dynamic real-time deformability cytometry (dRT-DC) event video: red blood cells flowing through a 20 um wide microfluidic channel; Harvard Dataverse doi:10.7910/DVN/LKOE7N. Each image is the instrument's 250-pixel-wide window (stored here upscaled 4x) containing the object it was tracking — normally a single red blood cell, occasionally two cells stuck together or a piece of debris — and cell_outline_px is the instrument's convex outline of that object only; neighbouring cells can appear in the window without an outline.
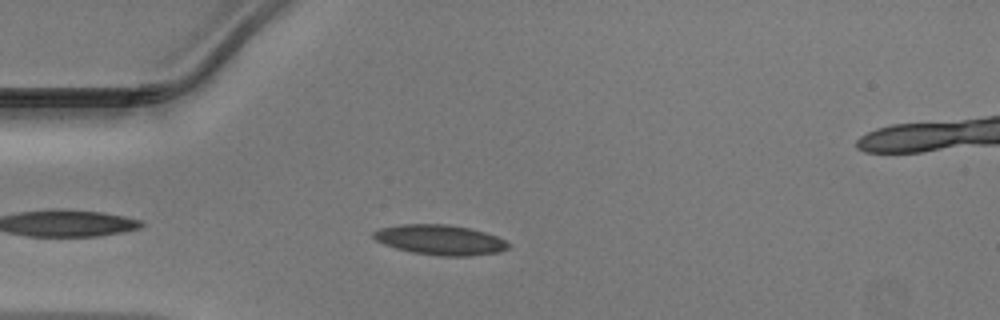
{"species": "Egyptian fruit bat (a non-hibernating species)", "species_latin": "Rousettus aegyptiacus", "temperature_condition": "warm", "stored_images_in_passage": 40, "camera_frame_rate_fps": 3000, "um_per_image_px": 0.085, "animal": {"sex": "male"}, "frame": {"image": 1, "passage_image": 5, "time_ms": 1.333, "image_size_px": [1000, 320], "cell_outline_px": [[512, 244], [508, 248], [500, 252], [472, 256], [440, 256], [412, 252], [396, 248], [384, 244], [376, 240], [372, 236], [372, 232], [380, 228], [400, 224], [444, 224], [468, 228], [484, 232], [496, 236]], "centroid_in_image_um": [37.41, 20.39], "position_along_channel_um": 47.6, "area_um2": 23.64}}
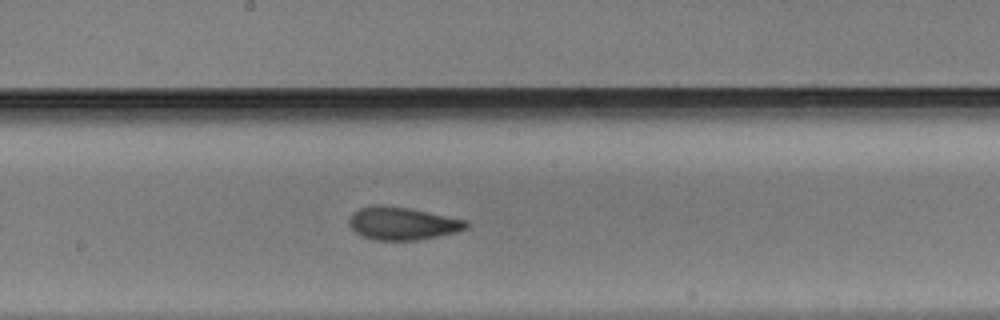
{"frame": {"image": 2, "passage_image": 18, "time_ms": 5.667, "image_size_px": [1000, 320], "cell_outline_px": [[468, 228], [456, 232], [420, 240], [372, 240], [360, 236], [348, 224], [348, 220], [352, 212], [360, 208], [372, 204], [380, 204], [412, 208], [468, 220]], "centroid_in_image_um": [34.19, 18.98], "position_along_channel_um": 214.0, "area_um2": 22.89}}
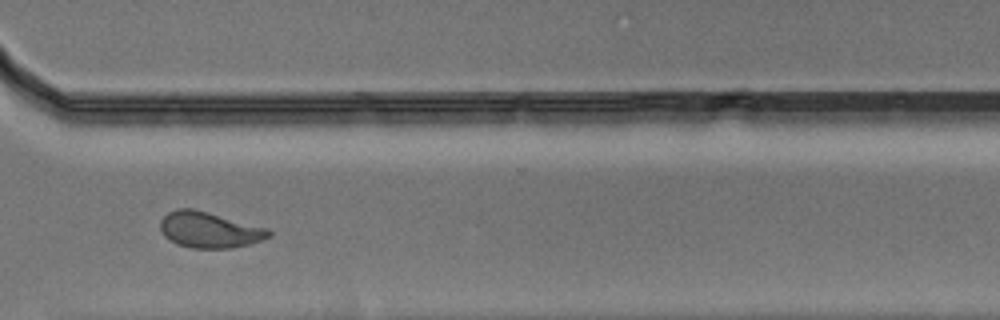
{"frame": {"image": 3, "passage_image": 28, "time_ms": 9.0, "image_size_px": [1000, 320], "cell_outline_px": [[272, 236], [248, 244], [228, 248], [192, 248], [176, 244], [164, 236], [160, 228], [160, 220], [168, 212], [176, 208], [192, 208], [208, 212], [268, 228], [272, 232]], "centroid_in_image_um": [17.77, 19.53], "position_along_channel_um": 352.8, "area_um2": 22.66}}